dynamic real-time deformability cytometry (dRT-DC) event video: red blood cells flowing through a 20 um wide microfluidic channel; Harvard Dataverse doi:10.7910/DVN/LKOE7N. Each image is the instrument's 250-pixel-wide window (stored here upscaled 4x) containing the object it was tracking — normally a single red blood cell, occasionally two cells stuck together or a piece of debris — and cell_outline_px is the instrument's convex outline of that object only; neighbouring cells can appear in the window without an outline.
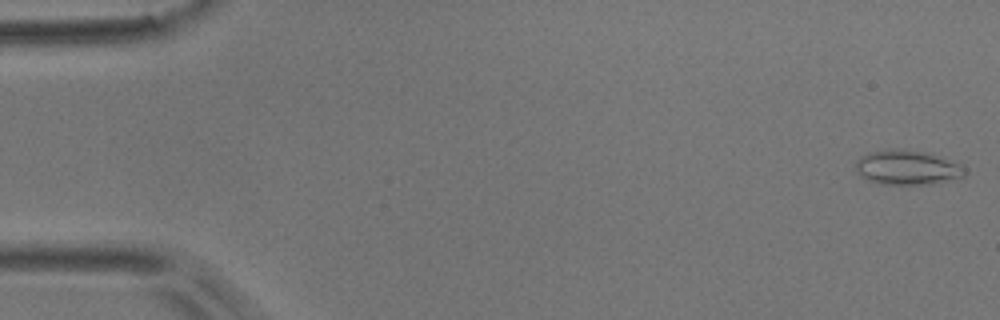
{"species": "common noctule bat (a hibernating species)", "species_latin": "Nyctalus noctula", "temperature_condition": "room temperature", "stored_images_in_passage": 51, "camera_frame_rate_fps": 3000, "um_per_image_px": 0.085, "animal": {"sex": "male", "body_mass_g": 17.9}, "frame": {"image": 1, "passage_image": 1, "time_ms": 0.0, "image_size_px": [1000, 320], "cell_outline_px": [[968, 168], [964, 176], [932, 184], [880, 184], [868, 180], [860, 176], [856, 172], [856, 160], [860, 156], [872, 152], [896, 148], [928, 152], [960, 164]], "centroid_in_image_um": [77.12, 14.24], "position_along_channel_um": 7.9, "area_um2": 22.08}}
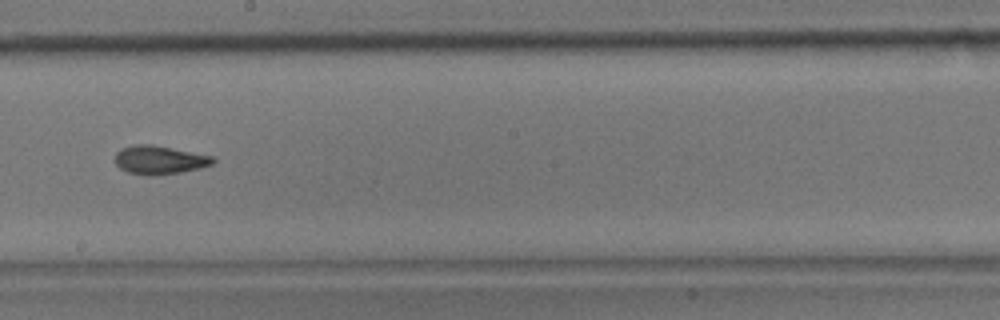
{"frame": {"image": 2, "passage_image": 30, "time_ms": 9.667, "image_size_px": [1000, 320], "cell_outline_px": [[216, 160], [212, 164], [200, 168], [180, 172], [156, 176], [148, 176], [128, 172], [120, 168], [116, 164], [116, 152], [120, 148], [136, 144], [152, 144], [212, 156]], "centroid_in_image_um": [13.54, 13.6], "position_along_channel_um": 234.7, "area_um2": 16.3}}
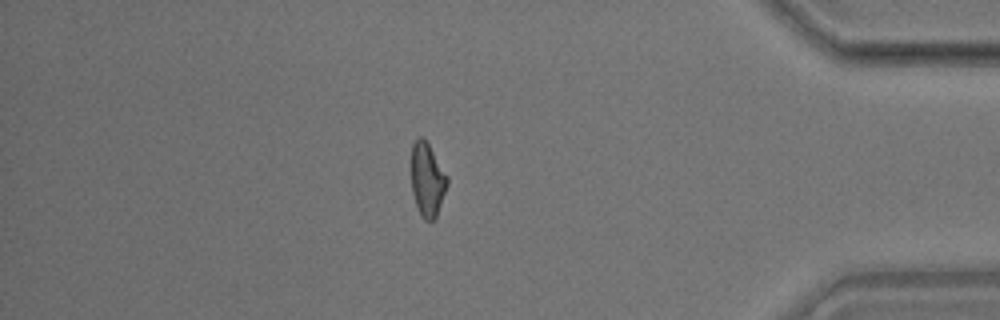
{"frame": {"image": 3, "passage_image": 46, "time_ms": 15.0, "image_size_px": [1000, 320], "cell_outline_px": [[448, 184], [436, 216], [432, 220], [424, 220], [416, 204], [412, 192], [412, 144], [420, 136], [428, 144], [448, 176]], "centroid_in_image_um": [36.33, 15.27], "position_along_channel_um": 398.9, "area_um2": 15.03}}